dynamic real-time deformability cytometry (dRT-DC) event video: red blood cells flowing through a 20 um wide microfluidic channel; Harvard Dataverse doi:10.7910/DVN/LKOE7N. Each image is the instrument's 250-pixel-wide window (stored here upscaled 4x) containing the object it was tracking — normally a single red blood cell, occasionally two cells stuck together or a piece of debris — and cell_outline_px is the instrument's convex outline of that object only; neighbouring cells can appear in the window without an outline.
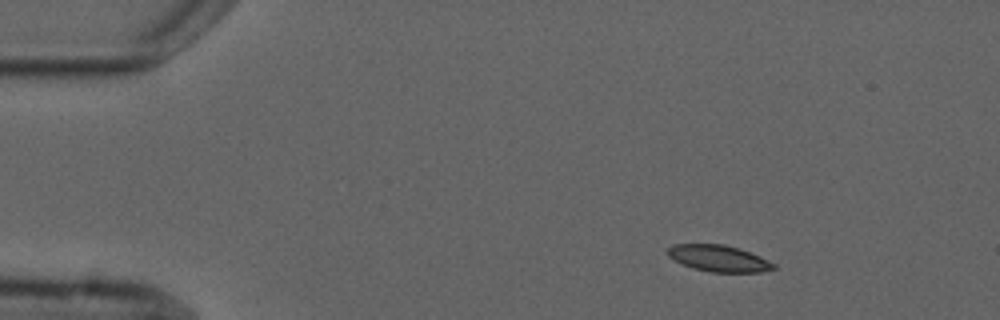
{"species": "common noctule bat (a hibernating species)", "species_latin": "Nyctalus noctula", "temperature_condition": "cold", "stored_images_in_passage": 3, "camera_frame_rate_fps": 3000, "um_per_image_px": 0.085, "animal": {"sex": "male", "forearm_length_mm": 52.5}, "frame": {"image": 1, "passage_image": 1, "time_ms": 0.0, "image_size_px": [1000, 320], "cell_outline_px": [[776, 268], [760, 272], [712, 272], [692, 268], [668, 256], [664, 252], [672, 244], [724, 244], [760, 256], [776, 264]], "centroid_in_image_um": [61.07, 21.96], "position_along_channel_um": 23.9, "area_um2": 16.24}}